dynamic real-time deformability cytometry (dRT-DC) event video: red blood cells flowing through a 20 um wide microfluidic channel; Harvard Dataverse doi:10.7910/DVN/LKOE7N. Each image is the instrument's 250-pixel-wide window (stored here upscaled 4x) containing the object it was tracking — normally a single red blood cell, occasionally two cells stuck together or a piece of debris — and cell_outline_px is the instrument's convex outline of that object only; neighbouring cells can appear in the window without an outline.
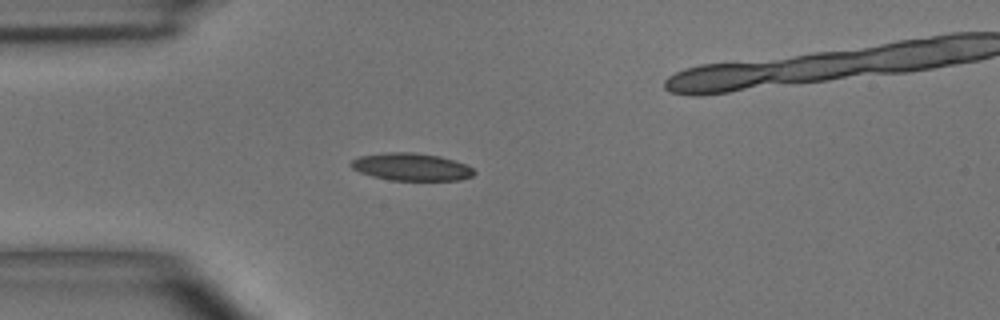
{"species": "common noctule bat (a hibernating species)", "species_latin": "Nyctalus noctula", "temperature_condition": "room temperature", "stored_images_in_passage": 5, "camera_frame_rate_fps": 3000, "um_per_image_px": 0.085, "animal": {"sex": "male", "body_mass_g": 15.6}, "frame": {"image": 1, "passage_image": 3, "time_ms": 2.333, "image_size_px": [1000, 320], "cell_outline_px": [[476, 172], [472, 176], [460, 180], [392, 180], [372, 176], [360, 172], [352, 168], [348, 164], [352, 160], [360, 156], [384, 152], [416, 152], [440, 156], [464, 164], [472, 168]], "centroid_in_image_um": [34.94, 14.18], "position_along_channel_um": 50.1, "area_um2": 19.71}}